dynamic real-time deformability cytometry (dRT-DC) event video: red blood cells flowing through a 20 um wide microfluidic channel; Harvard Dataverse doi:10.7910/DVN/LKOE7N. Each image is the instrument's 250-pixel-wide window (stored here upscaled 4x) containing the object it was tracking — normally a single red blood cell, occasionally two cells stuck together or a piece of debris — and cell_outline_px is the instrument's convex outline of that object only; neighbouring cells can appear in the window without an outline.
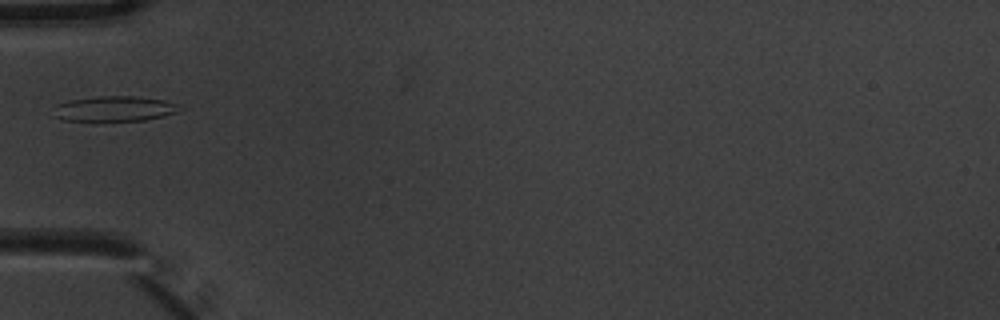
{"species": "common noctule bat (a hibernating species)", "species_latin": "Nyctalus noctula", "temperature_condition": "warm", "stored_images_in_passage": 1, "camera_frame_rate_fps": 3000, "um_per_image_px": 0.085, "animal": {"sex": "male", "body_mass_g": 20.1, "forearm_length_mm": 53.5}, "frame": {"image": 1, "passage_image": 1, "time_ms": 0.0, "image_size_px": [1000, 320], "cell_outline_px": [[180, 104], [176, 112], [144, 120], [64, 120], [52, 116], [56, 104], [68, 100], [100, 96], [132, 96], [164, 100]], "centroid_in_image_um": [9.66, 9.23], "position_along_channel_um": 75.3, "area_um2": 18.21}}